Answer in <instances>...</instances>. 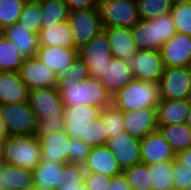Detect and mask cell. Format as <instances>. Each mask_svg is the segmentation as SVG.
Listing matches in <instances>:
<instances>
[{
    "mask_svg": "<svg viewBox=\"0 0 191 190\" xmlns=\"http://www.w3.org/2000/svg\"><path fill=\"white\" fill-rule=\"evenodd\" d=\"M112 181V177L102 174L85 172L84 182L87 190H107Z\"/></svg>",
    "mask_w": 191,
    "mask_h": 190,
    "instance_id": "cell-45",
    "label": "cell"
},
{
    "mask_svg": "<svg viewBox=\"0 0 191 190\" xmlns=\"http://www.w3.org/2000/svg\"><path fill=\"white\" fill-rule=\"evenodd\" d=\"M3 162L33 170L41 162V146L34 135H7L3 140Z\"/></svg>",
    "mask_w": 191,
    "mask_h": 190,
    "instance_id": "cell-4",
    "label": "cell"
},
{
    "mask_svg": "<svg viewBox=\"0 0 191 190\" xmlns=\"http://www.w3.org/2000/svg\"><path fill=\"white\" fill-rule=\"evenodd\" d=\"M41 16L40 0H26L17 24L22 28L28 29V32L39 35Z\"/></svg>",
    "mask_w": 191,
    "mask_h": 190,
    "instance_id": "cell-31",
    "label": "cell"
},
{
    "mask_svg": "<svg viewBox=\"0 0 191 190\" xmlns=\"http://www.w3.org/2000/svg\"><path fill=\"white\" fill-rule=\"evenodd\" d=\"M83 167L85 172L102 173L110 177L123 173L115 156L106 145L91 148Z\"/></svg>",
    "mask_w": 191,
    "mask_h": 190,
    "instance_id": "cell-20",
    "label": "cell"
},
{
    "mask_svg": "<svg viewBox=\"0 0 191 190\" xmlns=\"http://www.w3.org/2000/svg\"><path fill=\"white\" fill-rule=\"evenodd\" d=\"M24 60L16 46L0 32V71L19 72Z\"/></svg>",
    "mask_w": 191,
    "mask_h": 190,
    "instance_id": "cell-30",
    "label": "cell"
},
{
    "mask_svg": "<svg viewBox=\"0 0 191 190\" xmlns=\"http://www.w3.org/2000/svg\"><path fill=\"white\" fill-rule=\"evenodd\" d=\"M61 130H65L64 112L58 116L38 119L34 136L40 138Z\"/></svg>",
    "mask_w": 191,
    "mask_h": 190,
    "instance_id": "cell-42",
    "label": "cell"
},
{
    "mask_svg": "<svg viewBox=\"0 0 191 190\" xmlns=\"http://www.w3.org/2000/svg\"><path fill=\"white\" fill-rule=\"evenodd\" d=\"M7 135H8V132L0 112V140H3Z\"/></svg>",
    "mask_w": 191,
    "mask_h": 190,
    "instance_id": "cell-49",
    "label": "cell"
},
{
    "mask_svg": "<svg viewBox=\"0 0 191 190\" xmlns=\"http://www.w3.org/2000/svg\"><path fill=\"white\" fill-rule=\"evenodd\" d=\"M8 135H34L37 118L28 102L0 105Z\"/></svg>",
    "mask_w": 191,
    "mask_h": 190,
    "instance_id": "cell-8",
    "label": "cell"
},
{
    "mask_svg": "<svg viewBox=\"0 0 191 190\" xmlns=\"http://www.w3.org/2000/svg\"><path fill=\"white\" fill-rule=\"evenodd\" d=\"M69 11L98 7L100 0H63Z\"/></svg>",
    "mask_w": 191,
    "mask_h": 190,
    "instance_id": "cell-46",
    "label": "cell"
},
{
    "mask_svg": "<svg viewBox=\"0 0 191 190\" xmlns=\"http://www.w3.org/2000/svg\"><path fill=\"white\" fill-rule=\"evenodd\" d=\"M141 163L151 165L158 162L175 161V152L159 129L146 135L140 141Z\"/></svg>",
    "mask_w": 191,
    "mask_h": 190,
    "instance_id": "cell-14",
    "label": "cell"
},
{
    "mask_svg": "<svg viewBox=\"0 0 191 190\" xmlns=\"http://www.w3.org/2000/svg\"><path fill=\"white\" fill-rule=\"evenodd\" d=\"M133 190H153L151 170L147 164L139 163L122 173Z\"/></svg>",
    "mask_w": 191,
    "mask_h": 190,
    "instance_id": "cell-33",
    "label": "cell"
},
{
    "mask_svg": "<svg viewBox=\"0 0 191 190\" xmlns=\"http://www.w3.org/2000/svg\"><path fill=\"white\" fill-rule=\"evenodd\" d=\"M130 29L138 51H160L162 45L177 33L170 12L153 20L140 19Z\"/></svg>",
    "mask_w": 191,
    "mask_h": 190,
    "instance_id": "cell-2",
    "label": "cell"
},
{
    "mask_svg": "<svg viewBox=\"0 0 191 190\" xmlns=\"http://www.w3.org/2000/svg\"><path fill=\"white\" fill-rule=\"evenodd\" d=\"M100 114V109L87 105L64 107V123L66 133L71 138L80 139L89 123H92Z\"/></svg>",
    "mask_w": 191,
    "mask_h": 190,
    "instance_id": "cell-17",
    "label": "cell"
},
{
    "mask_svg": "<svg viewBox=\"0 0 191 190\" xmlns=\"http://www.w3.org/2000/svg\"><path fill=\"white\" fill-rule=\"evenodd\" d=\"M67 23L73 33L76 49H80L103 30L98 7L69 11Z\"/></svg>",
    "mask_w": 191,
    "mask_h": 190,
    "instance_id": "cell-6",
    "label": "cell"
},
{
    "mask_svg": "<svg viewBox=\"0 0 191 190\" xmlns=\"http://www.w3.org/2000/svg\"><path fill=\"white\" fill-rule=\"evenodd\" d=\"M159 84L162 99L189 100L191 98V67L164 68Z\"/></svg>",
    "mask_w": 191,
    "mask_h": 190,
    "instance_id": "cell-9",
    "label": "cell"
},
{
    "mask_svg": "<svg viewBox=\"0 0 191 190\" xmlns=\"http://www.w3.org/2000/svg\"><path fill=\"white\" fill-rule=\"evenodd\" d=\"M158 129L171 145L175 154L191 147V129L185 123L158 126Z\"/></svg>",
    "mask_w": 191,
    "mask_h": 190,
    "instance_id": "cell-28",
    "label": "cell"
},
{
    "mask_svg": "<svg viewBox=\"0 0 191 190\" xmlns=\"http://www.w3.org/2000/svg\"><path fill=\"white\" fill-rule=\"evenodd\" d=\"M189 103H190V108H189V113L185 120V124L191 129V98L189 99Z\"/></svg>",
    "mask_w": 191,
    "mask_h": 190,
    "instance_id": "cell-50",
    "label": "cell"
},
{
    "mask_svg": "<svg viewBox=\"0 0 191 190\" xmlns=\"http://www.w3.org/2000/svg\"><path fill=\"white\" fill-rule=\"evenodd\" d=\"M90 76L88 67L83 62L82 58L77 55L74 61L69 66L66 73L57 75L56 85H66V83H82Z\"/></svg>",
    "mask_w": 191,
    "mask_h": 190,
    "instance_id": "cell-41",
    "label": "cell"
},
{
    "mask_svg": "<svg viewBox=\"0 0 191 190\" xmlns=\"http://www.w3.org/2000/svg\"><path fill=\"white\" fill-rule=\"evenodd\" d=\"M31 190H54V189H51V188H48V187H44V186L34 185Z\"/></svg>",
    "mask_w": 191,
    "mask_h": 190,
    "instance_id": "cell-51",
    "label": "cell"
},
{
    "mask_svg": "<svg viewBox=\"0 0 191 190\" xmlns=\"http://www.w3.org/2000/svg\"><path fill=\"white\" fill-rule=\"evenodd\" d=\"M27 102L37 120L58 116V114L64 112L61 93L55 86L30 90Z\"/></svg>",
    "mask_w": 191,
    "mask_h": 190,
    "instance_id": "cell-11",
    "label": "cell"
},
{
    "mask_svg": "<svg viewBox=\"0 0 191 190\" xmlns=\"http://www.w3.org/2000/svg\"><path fill=\"white\" fill-rule=\"evenodd\" d=\"M139 19L153 20L171 11L172 0H136Z\"/></svg>",
    "mask_w": 191,
    "mask_h": 190,
    "instance_id": "cell-36",
    "label": "cell"
},
{
    "mask_svg": "<svg viewBox=\"0 0 191 190\" xmlns=\"http://www.w3.org/2000/svg\"><path fill=\"white\" fill-rule=\"evenodd\" d=\"M41 146V161L56 164L68 163L67 150L71 137L66 130L38 138Z\"/></svg>",
    "mask_w": 191,
    "mask_h": 190,
    "instance_id": "cell-18",
    "label": "cell"
},
{
    "mask_svg": "<svg viewBox=\"0 0 191 190\" xmlns=\"http://www.w3.org/2000/svg\"><path fill=\"white\" fill-rule=\"evenodd\" d=\"M78 55L88 67L90 76L102 80L107 76L108 63L113 58L107 34H96L87 44L78 49Z\"/></svg>",
    "mask_w": 191,
    "mask_h": 190,
    "instance_id": "cell-5",
    "label": "cell"
},
{
    "mask_svg": "<svg viewBox=\"0 0 191 190\" xmlns=\"http://www.w3.org/2000/svg\"><path fill=\"white\" fill-rule=\"evenodd\" d=\"M134 79L159 83L164 71L160 51L140 50L130 61Z\"/></svg>",
    "mask_w": 191,
    "mask_h": 190,
    "instance_id": "cell-12",
    "label": "cell"
},
{
    "mask_svg": "<svg viewBox=\"0 0 191 190\" xmlns=\"http://www.w3.org/2000/svg\"><path fill=\"white\" fill-rule=\"evenodd\" d=\"M61 93L64 107L87 105L103 109L112 104V96L102 85L101 80L89 76L82 83H66L55 86Z\"/></svg>",
    "mask_w": 191,
    "mask_h": 190,
    "instance_id": "cell-1",
    "label": "cell"
},
{
    "mask_svg": "<svg viewBox=\"0 0 191 190\" xmlns=\"http://www.w3.org/2000/svg\"><path fill=\"white\" fill-rule=\"evenodd\" d=\"M103 123L106 127L108 138L114 137L118 133L125 131L123 122V111L116 108L113 104L104 107L100 110Z\"/></svg>",
    "mask_w": 191,
    "mask_h": 190,
    "instance_id": "cell-39",
    "label": "cell"
},
{
    "mask_svg": "<svg viewBox=\"0 0 191 190\" xmlns=\"http://www.w3.org/2000/svg\"><path fill=\"white\" fill-rule=\"evenodd\" d=\"M105 124L103 123L102 116H99L87 125L84 135L81 140L89 147L105 146L108 140Z\"/></svg>",
    "mask_w": 191,
    "mask_h": 190,
    "instance_id": "cell-38",
    "label": "cell"
},
{
    "mask_svg": "<svg viewBox=\"0 0 191 190\" xmlns=\"http://www.w3.org/2000/svg\"><path fill=\"white\" fill-rule=\"evenodd\" d=\"M3 163V143L2 140H0V164Z\"/></svg>",
    "mask_w": 191,
    "mask_h": 190,
    "instance_id": "cell-52",
    "label": "cell"
},
{
    "mask_svg": "<svg viewBox=\"0 0 191 190\" xmlns=\"http://www.w3.org/2000/svg\"><path fill=\"white\" fill-rule=\"evenodd\" d=\"M39 46L74 47L73 33L67 20L50 28L41 29L38 35Z\"/></svg>",
    "mask_w": 191,
    "mask_h": 190,
    "instance_id": "cell-27",
    "label": "cell"
},
{
    "mask_svg": "<svg viewBox=\"0 0 191 190\" xmlns=\"http://www.w3.org/2000/svg\"><path fill=\"white\" fill-rule=\"evenodd\" d=\"M28 94L19 72L0 73V105L27 102Z\"/></svg>",
    "mask_w": 191,
    "mask_h": 190,
    "instance_id": "cell-23",
    "label": "cell"
},
{
    "mask_svg": "<svg viewBox=\"0 0 191 190\" xmlns=\"http://www.w3.org/2000/svg\"><path fill=\"white\" fill-rule=\"evenodd\" d=\"M140 141L141 139L131 136L126 131L108 138L106 146L115 156L122 171L141 163Z\"/></svg>",
    "mask_w": 191,
    "mask_h": 190,
    "instance_id": "cell-10",
    "label": "cell"
},
{
    "mask_svg": "<svg viewBox=\"0 0 191 190\" xmlns=\"http://www.w3.org/2000/svg\"><path fill=\"white\" fill-rule=\"evenodd\" d=\"M125 131L136 138L142 139L158 129L156 108H145L123 112Z\"/></svg>",
    "mask_w": 191,
    "mask_h": 190,
    "instance_id": "cell-16",
    "label": "cell"
},
{
    "mask_svg": "<svg viewBox=\"0 0 191 190\" xmlns=\"http://www.w3.org/2000/svg\"><path fill=\"white\" fill-rule=\"evenodd\" d=\"M161 99L159 83L133 79L127 86L112 96V104L123 112L136 111L156 108Z\"/></svg>",
    "mask_w": 191,
    "mask_h": 190,
    "instance_id": "cell-3",
    "label": "cell"
},
{
    "mask_svg": "<svg viewBox=\"0 0 191 190\" xmlns=\"http://www.w3.org/2000/svg\"><path fill=\"white\" fill-rule=\"evenodd\" d=\"M175 160L178 163L185 165V168L191 170V147L184 151L176 153Z\"/></svg>",
    "mask_w": 191,
    "mask_h": 190,
    "instance_id": "cell-48",
    "label": "cell"
},
{
    "mask_svg": "<svg viewBox=\"0 0 191 190\" xmlns=\"http://www.w3.org/2000/svg\"><path fill=\"white\" fill-rule=\"evenodd\" d=\"M173 187L179 190H186L191 184V170L185 165L173 161Z\"/></svg>",
    "mask_w": 191,
    "mask_h": 190,
    "instance_id": "cell-44",
    "label": "cell"
},
{
    "mask_svg": "<svg viewBox=\"0 0 191 190\" xmlns=\"http://www.w3.org/2000/svg\"><path fill=\"white\" fill-rule=\"evenodd\" d=\"M168 190H179L178 188H175V187H171L169 188Z\"/></svg>",
    "mask_w": 191,
    "mask_h": 190,
    "instance_id": "cell-55",
    "label": "cell"
},
{
    "mask_svg": "<svg viewBox=\"0 0 191 190\" xmlns=\"http://www.w3.org/2000/svg\"><path fill=\"white\" fill-rule=\"evenodd\" d=\"M134 79L130 61L113 57L108 63L107 76L101 83L107 92L114 96Z\"/></svg>",
    "mask_w": 191,
    "mask_h": 190,
    "instance_id": "cell-22",
    "label": "cell"
},
{
    "mask_svg": "<svg viewBox=\"0 0 191 190\" xmlns=\"http://www.w3.org/2000/svg\"><path fill=\"white\" fill-rule=\"evenodd\" d=\"M19 74L29 91L56 86V73L37 57L25 58Z\"/></svg>",
    "mask_w": 191,
    "mask_h": 190,
    "instance_id": "cell-13",
    "label": "cell"
},
{
    "mask_svg": "<svg viewBox=\"0 0 191 190\" xmlns=\"http://www.w3.org/2000/svg\"><path fill=\"white\" fill-rule=\"evenodd\" d=\"M85 170L82 165L65 163L59 174L54 190H74L84 181Z\"/></svg>",
    "mask_w": 191,
    "mask_h": 190,
    "instance_id": "cell-34",
    "label": "cell"
},
{
    "mask_svg": "<svg viewBox=\"0 0 191 190\" xmlns=\"http://www.w3.org/2000/svg\"><path fill=\"white\" fill-rule=\"evenodd\" d=\"M74 190H87L85 182L83 181L82 183H80L79 188Z\"/></svg>",
    "mask_w": 191,
    "mask_h": 190,
    "instance_id": "cell-53",
    "label": "cell"
},
{
    "mask_svg": "<svg viewBox=\"0 0 191 190\" xmlns=\"http://www.w3.org/2000/svg\"><path fill=\"white\" fill-rule=\"evenodd\" d=\"M26 0H0V32L17 23Z\"/></svg>",
    "mask_w": 191,
    "mask_h": 190,
    "instance_id": "cell-40",
    "label": "cell"
},
{
    "mask_svg": "<svg viewBox=\"0 0 191 190\" xmlns=\"http://www.w3.org/2000/svg\"><path fill=\"white\" fill-rule=\"evenodd\" d=\"M41 29L64 22L68 19L69 9L63 0H40Z\"/></svg>",
    "mask_w": 191,
    "mask_h": 190,
    "instance_id": "cell-29",
    "label": "cell"
},
{
    "mask_svg": "<svg viewBox=\"0 0 191 190\" xmlns=\"http://www.w3.org/2000/svg\"><path fill=\"white\" fill-rule=\"evenodd\" d=\"M1 33L7 37L18 49L24 58L37 56L39 49L38 35L28 32L17 23L6 27Z\"/></svg>",
    "mask_w": 191,
    "mask_h": 190,
    "instance_id": "cell-26",
    "label": "cell"
},
{
    "mask_svg": "<svg viewBox=\"0 0 191 190\" xmlns=\"http://www.w3.org/2000/svg\"><path fill=\"white\" fill-rule=\"evenodd\" d=\"M183 1H191V0H172L173 3H176V2H183Z\"/></svg>",
    "mask_w": 191,
    "mask_h": 190,
    "instance_id": "cell-54",
    "label": "cell"
},
{
    "mask_svg": "<svg viewBox=\"0 0 191 190\" xmlns=\"http://www.w3.org/2000/svg\"><path fill=\"white\" fill-rule=\"evenodd\" d=\"M107 34L112 56L121 60L131 61L138 51L130 28L107 27L103 28Z\"/></svg>",
    "mask_w": 191,
    "mask_h": 190,
    "instance_id": "cell-21",
    "label": "cell"
},
{
    "mask_svg": "<svg viewBox=\"0 0 191 190\" xmlns=\"http://www.w3.org/2000/svg\"><path fill=\"white\" fill-rule=\"evenodd\" d=\"M2 190H31L34 186L32 170L7 163L0 164Z\"/></svg>",
    "mask_w": 191,
    "mask_h": 190,
    "instance_id": "cell-24",
    "label": "cell"
},
{
    "mask_svg": "<svg viewBox=\"0 0 191 190\" xmlns=\"http://www.w3.org/2000/svg\"><path fill=\"white\" fill-rule=\"evenodd\" d=\"M107 190H133L127 183V180L123 174L112 177V181Z\"/></svg>",
    "mask_w": 191,
    "mask_h": 190,
    "instance_id": "cell-47",
    "label": "cell"
},
{
    "mask_svg": "<svg viewBox=\"0 0 191 190\" xmlns=\"http://www.w3.org/2000/svg\"><path fill=\"white\" fill-rule=\"evenodd\" d=\"M78 55V49L59 46H39L37 58L56 75L66 73Z\"/></svg>",
    "mask_w": 191,
    "mask_h": 190,
    "instance_id": "cell-19",
    "label": "cell"
},
{
    "mask_svg": "<svg viewBox=\"0 0 191 190\" xmlns=\"http://www.w3.org/2000/svg\"><path fill=\"white\" fill-rule=\"evenodd\" d=\"M189 100L161 99L156 107L158 126L184 124L189 113Z\"/></svg>",
    "mask_w": 191,
    "mask_h": 190,
    "instance_id": "cell-25",
    "label": "cell"
},
{
    "mask_svg": "<svg viewBox=\"0 0 191 190\" xmlns=\"http://www.w3.org/2000/svg\"><path fill=\"white\" fill-rule=\"evenodd\" d=\"M98 8L103 28H131L140 20L136 0H100Z\"/></svg>",
    "mask_w": 191,
    "mask_h": 190,
    "instance_id": "cell-7",
    "label": "cell"
},
{
    "mask_svg": "<svg viewBox=\"0 0 191 190\" xmlns=\"http://www.w3.org/2000/svg\"><path fill=\"white\" fill-rule=\"evenodd\" d=\"M186 190H191V184H190V186H188V187H187V189H186Z\"/></svg>",
    "mask_w": 191,
    "mask_h": 190,
    "instance_id": "cell-56",
    "label": "cell"
},
{
    "mask_svg": "<svg viewBox=\"0 0 191 190\" xmlns=\"http://www.w3.org/2000/svg\"><path fill=\"white\" fill-rule=\"evenodd\" d=\"M64 164L41 161L33 170L34 185L44 186L51 189L58 183L59 174Z\"/></svg>",
    "mask_w": 191,
    "mask_h": 190,
    "instance_id": "cell-32",
    "label": "cell"
},
{
    "mask_svg": "<svg viewBox=\"0 0 191 190\" xmlns=\"http://www.w3.org/2000/svg\"><path fill=\"white\" fill-rule=\"evenodd\" d=\"M151 170L153 190H168L173 187V161L148 165Z\"/></svg>",
    "mask_w": 191,
    "mask_h": 190,
    "instance_id": "cell-35",
    "label": "cell"
},
{
    "mask_svg": "<svg viewBox=\"0 0 191 190\" xmlns=\"http://www.w3.org/2000/svg\"><path fill=\"white\" fill-rule=\"evenodd\" d=\"M91 147L85 144L81 139L71 138L68 146V163L84 165L90 153Z\"/></svg>",
    "mask_w": 191,
    "mask_h": 190,
    "instance_id": "cell-43",
    "label": "cell"
},
{
    "mask_svg": "<svg viewBox=\"0 0 191 190\" xmlns=\"http://www.w3.org/2000/svg\"><path fill=\"white\" fill-rule=\"evenodd\" d=\"M170 13L177 32L191 36V1L173 3Z\"/></svg>",
    "mask_w": 191,
    "mask_h": 190,
    "instance_id": "cell-37",
    "label": "cell"
},
{
    "mask_svg": "<svg viewBox=\"0 0 191 190\" xmlns=\"http://www.w3.org/2000/svg\"><path fill=\"white\" fill-rule=\"evenodd\" d=\"M164 68L191 65V36L177 32L160 50Z\"/></svg>",
    "mask_w": 191,
    "mask_h": 190,
    "instance_id": "cell-15",
    "label": "cell"
}]
</instances>
